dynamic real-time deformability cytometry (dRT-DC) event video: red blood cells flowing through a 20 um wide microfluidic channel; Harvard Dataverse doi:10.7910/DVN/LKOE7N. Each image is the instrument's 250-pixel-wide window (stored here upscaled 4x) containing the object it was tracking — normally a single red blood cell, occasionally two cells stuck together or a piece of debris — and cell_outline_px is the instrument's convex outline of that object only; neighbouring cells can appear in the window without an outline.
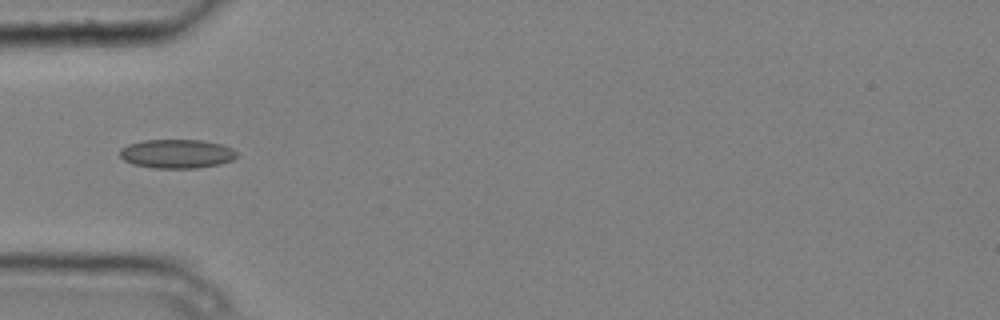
{"species": "common noctule bat (a hibernating species)", "species_latin": "Nyctalus noctula", "temperature_condition": "cold", "stored_images_in_passage": 3, "camera_frame_rate_fps": 3000, "um_per_image_px": 0.085, "animal": {"sex": "male", "body_mass_g": 20.4}, "frame": {"image": 1, "passage_image": 3, "time_ms": 0.667, "image_size_px": [1000, 320], "cell_outline_px": [[236, 156], [232, 160], [220, 164], [196, 168], [152, 168], [132, 164], [124, 160], [120, 156], [120, 148], [128, 144], [144, 140], [204, 140], [220, 144], [232, 148], [236, 152]], "centroid_in_image_um": [15.01, 13.07], "position_along_channel_um": 70.0, "area_um2": 19.77}}